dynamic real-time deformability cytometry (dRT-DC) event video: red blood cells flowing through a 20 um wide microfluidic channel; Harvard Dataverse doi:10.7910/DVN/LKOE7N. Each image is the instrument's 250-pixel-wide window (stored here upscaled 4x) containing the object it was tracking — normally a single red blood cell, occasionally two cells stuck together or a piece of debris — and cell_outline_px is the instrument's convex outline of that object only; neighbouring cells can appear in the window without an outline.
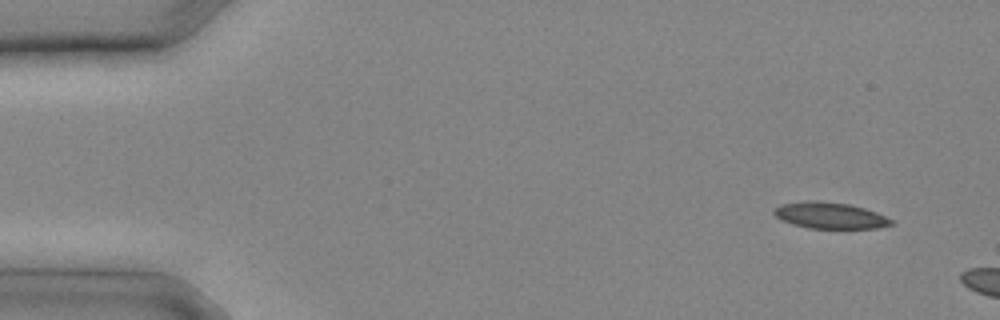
{"species": "common noctule bat (a hibernating species)", "species_latin": "Nyctalus noctula", "temperature_condition": "cold", "stored_images_in_passage": 4, "camera_frame_rate_fps": 3000, "um_per_image_px": 0.085, "animal": {"sex": "male", "body_mass_g": 20.4}, "frame": {"image": 1, "passage_image": 2, "time_ms": 0.333, "image_size_px": [1000, 320], "cell_outline_px": [[892, 224], [876, 228], [808, 228], [792, 224], [780, 220], [772, 212], [772, 208], [780, 204], [804, 200], [816, 200], [848, 204], [864, 208], [876, 212], [892, 220]], "centroid_in_image_um": [70.45, 18.3], "position_along_channel_um": 14.5, "area_um2": 18.03}}